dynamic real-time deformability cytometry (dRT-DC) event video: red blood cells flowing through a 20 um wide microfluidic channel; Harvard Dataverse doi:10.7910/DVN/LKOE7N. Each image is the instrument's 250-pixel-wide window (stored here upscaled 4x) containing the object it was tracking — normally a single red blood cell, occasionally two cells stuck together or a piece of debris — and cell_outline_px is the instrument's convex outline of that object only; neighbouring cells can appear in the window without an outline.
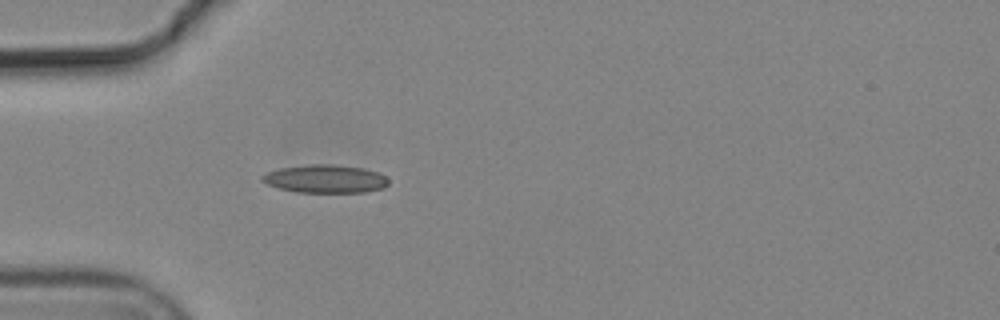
{"species": "common noctule bat (a hibernating species)", "species_latin": "Nyctalus noctula", "temperature_condition": "cold", "stored_images_in_passage": 1, "camera_frame_rate_fps": 3000, "um_per_image_px": 0.085, "animal": {"sex": "male", "body_mass_g": 19.2, "forearm_length_mm": 51.8}, "frame": {"image": 1, "passage_image": 1, "time_ms": 0.0, "image_size_px": [1000, 320], "cell_outline_px": [[388, 184], [384, 188], [364, 192], [296, 192], [280, 188], [268, 184], [260, 180], [260, 176], [264, 172], [280, 168], [308, 164], [332, 164], [364, 168], [380, 172], [388, 180]], "centroid_in_image_um": [27.63, 15.19], "position_along_channel_um": 57.4, "area_um2": 20.87}}